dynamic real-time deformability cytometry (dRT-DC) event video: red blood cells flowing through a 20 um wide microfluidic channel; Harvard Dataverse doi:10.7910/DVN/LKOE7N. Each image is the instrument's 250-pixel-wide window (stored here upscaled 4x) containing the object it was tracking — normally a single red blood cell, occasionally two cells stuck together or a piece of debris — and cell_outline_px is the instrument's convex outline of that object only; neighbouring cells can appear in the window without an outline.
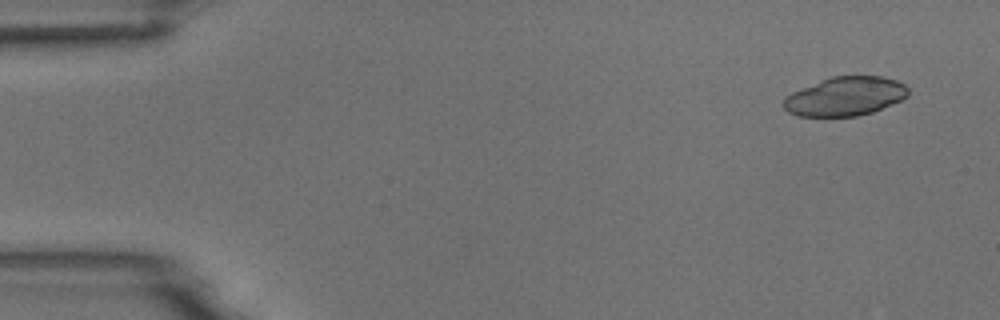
{"species": "common noctule bat (a hibernating species)", "species_latin": "Nyctalus noctula", "temperature_condition": "room temperature", "stored_images_in_passage": 5, "camera_frame_rate_fps": 3000, "um_per_image_px": 0.085, "animal": {"sex": "male", "body_mass_g": 18.8}, "frame": {"image": 1, "passage_image": 1, "time_ms": 0.0, "image_size_px": [1000, 320], "cell_outline_px": [[908, 96], [900, 100], [872, 112], [856, 116], [796, 116], [788, 112], [784, 108], [784, 96], [792, 92], [832, 76], [880, 76], [896, 80], [904, 84], [908, 88]], "centroid_in_image_um": [71.83, 8.19], "position_along_channel_um": 13.2, "area_um2": 28.03}}
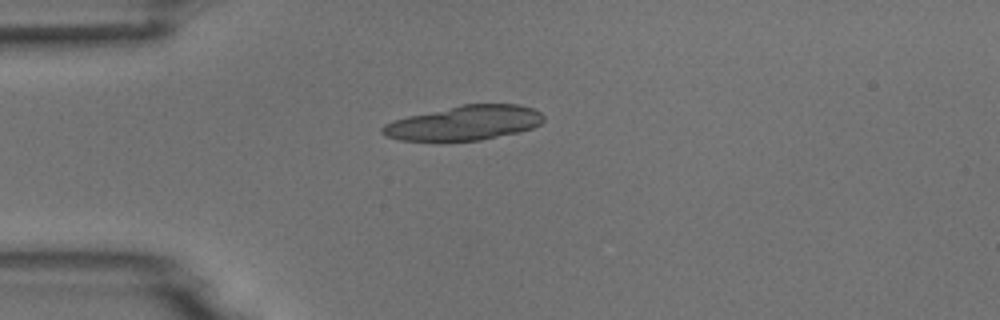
{"frame": {"image": 2, "passage_image": 4, "time_ms": 3.333, "image_size_px": [1000, 320], "cell_outline_px": [[544, 120], [540, 124], [532, 128], [520, 132], [480, 140], [400, 140], [384, 136], [380, 132], [380, 128], [384, 124], [392, 120], [408, 116], [460, 104], [516, 104], [532, 108], [540, 112], [544, 116]], "centroid_in_image_um": [39.45, 10.44], "position_along_channel_um": 45.5, "area_um2": 32.48}}